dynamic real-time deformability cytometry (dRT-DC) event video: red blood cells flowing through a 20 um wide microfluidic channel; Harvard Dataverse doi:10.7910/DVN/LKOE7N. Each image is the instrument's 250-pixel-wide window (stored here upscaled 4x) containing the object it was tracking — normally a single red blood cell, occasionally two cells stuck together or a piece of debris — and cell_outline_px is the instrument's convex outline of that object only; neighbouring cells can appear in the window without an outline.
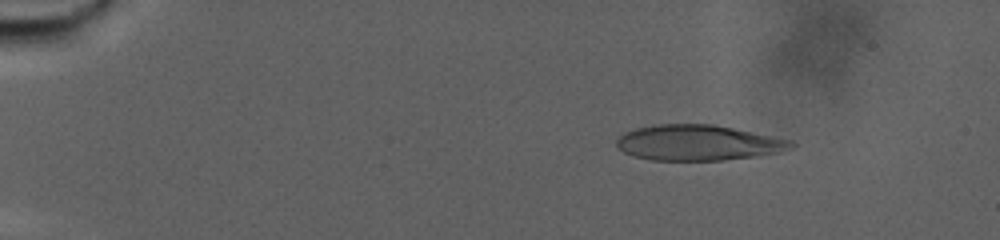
{"species": "human", "species_latin": "Homo sapiens", "temperature_condition": "warm", "stored_images_in_passage": 90, "camera_frame_rate_fps": 3000, "um_per_image_px": 0.085, "donor": {"sex": "male"}, "frame": {"image": 1, "passage_image": 14, "time_ms": 4.333, "image_size_px": [1000, 240], "cell_outline_px": [[796, 144], [792, 148], [780, 152], [724, 160], [652, 160], [636, 156], [624, 152], [616, 144], [616, 140], [624, 132], [636, 128], [652, 124], [712, 124], [792, 140]], "centroid_in_image_um": [59.33, 12.12], "position_along_channel_um": 25.7, "area_um2": 35.89}}
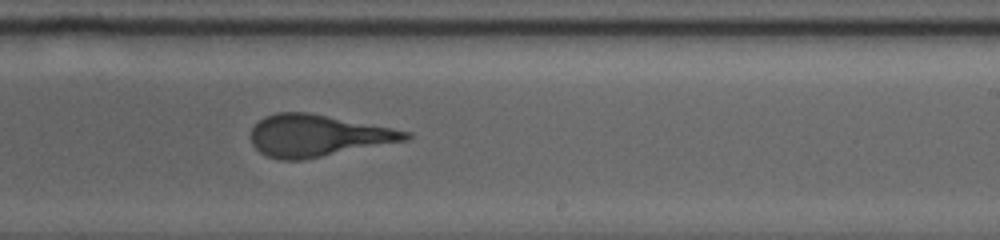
{"frame": {"image": 2, "passage_image": 58, "time_ms": 19.0, "image_size_px": [1000, 240], "cell_outline_px": [[412, 136], [408, 140], [304, 160], [280, 160], [268, 156], [260, 152], [252, 144], [252, 128], [264, 116], [276, 112], [308, 112], [392, 128], [412, 132]], "centroid_in_image_um": [27.01, 11.53], "position_along_channel_um": 262.0, "area_um2": 37.63}}
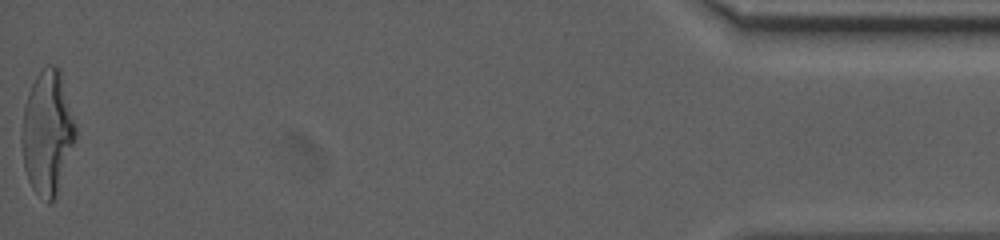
{"frame": {"image": 3, "passage_image": 90, "time_ms": 29.667, "image_size_px": [1000, 240], "cell_outline_px": [[76, 136], [56, 196], [48, 204], [32, 188], [28, 180], [24, 168], [20, 140], [24, 104], [28, 92], [36, 76], [48, 64], [52, 64], [60, 68], [76, 124]], "centroid_in_image_um": [4.01, 11.25], "position_along_channel_um": 431.2, "area_um2": 38.96}, "authors_computed_cell_mechanics": {"area_um2": 37.5989, "velocity_mm_per_s": 2.3635, "shape_relaxation_time_tau1_ms": null, "shape_relaxation_time_tau2_ms": 1.4438, "deformation_change_tau1": null, "deformation_change_tau2": 0.1136}}